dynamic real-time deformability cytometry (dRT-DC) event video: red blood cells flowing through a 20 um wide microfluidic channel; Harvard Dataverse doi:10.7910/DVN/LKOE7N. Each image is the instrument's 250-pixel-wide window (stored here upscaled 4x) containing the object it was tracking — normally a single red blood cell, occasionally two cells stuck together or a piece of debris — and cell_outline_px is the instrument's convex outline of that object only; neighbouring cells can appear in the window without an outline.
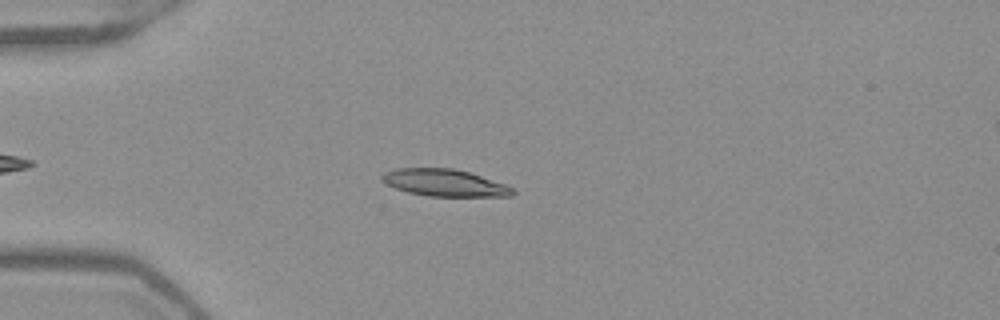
{"species": "Egyptian fruit bat (a non-hibernating species)", "species_latin": "Rousettus aegyptiacus", "temperature_condition": "warm", "stored_images_in_passage": 49, "camera_frame_rate_fps": 3000, "um_per_image_px": 0.085, "frame": {"image": 1, "passage_image": 11, "time_ms": 3.333, "image_size_px": [1000, 320], "cell_outline_px": [[516, 192], [512, 196], [428, 196], [408, 192], [396, 188], [388, 184], [380, 176], [384, 172], [396, 168], [452, 168], [468, 172], [504, 184], [512, 188]], "centroid_in_image_um": [37.78, 15.53], "position_along_channel_um": 47.2, "area_um2": 20.29}}
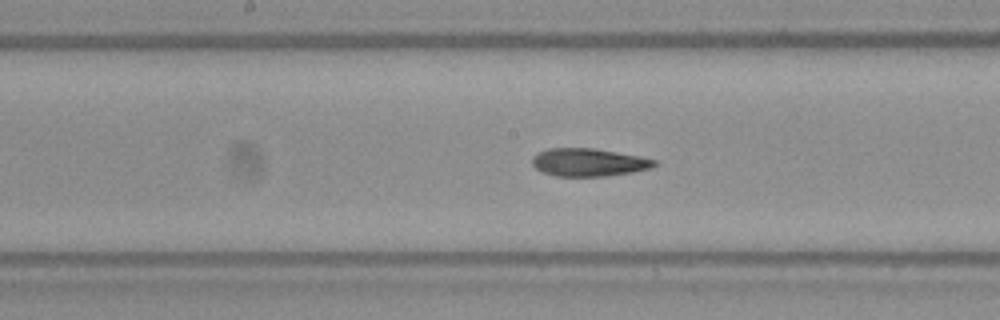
{"frame": {"image": 2, "passage_image": 24, "time_ms": 7.667, "image_size_px": [1000, 320], "cell_outline_px": [[656, 164], [652, 168], [632, 172], [608, 176], [556, 176], [544, 172], [536, 168], [532, 164], [532, 156], [536, 152], [548, 148], [596, 148], [640, 156], [656, 160]], "centroid_in_image_um": [50.03, 13.79], "position_along_channel_um": 198.2, "area_um2": 20.0}}
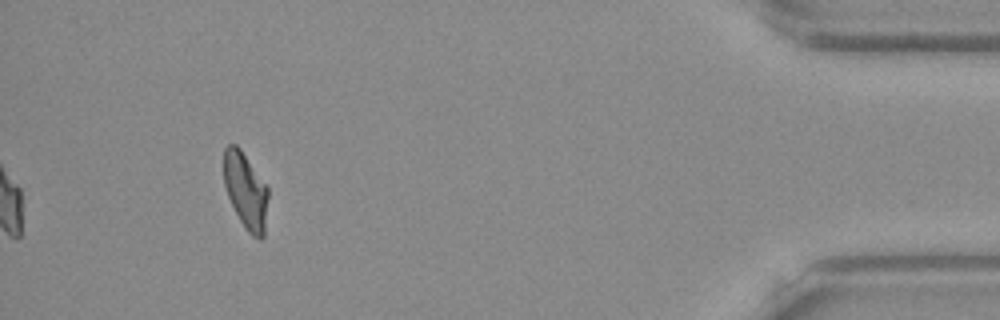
{"frame": {"image": 3, "passage_image": 45, "time_ms": 14.667, "image_size_px": [1000, 320], "cell_outline_px": [[268, 196], [264, 236], [260, 240], [252, 236], [244, 228], [228, 196], [224, 184], [224, 148], [228, 144], [236, 144], [240, 148], [268, 188]], "centroid_in_image_um": [20.88, 16.22], "position_along_channel_um": 414.3, "area_um2": 19.54}, "authors_computed_cell_mechanics": {"area_um2": 20.2878, "velocity_mm_per_s": 3.9481, "shape_relaxation_time_tau1_ms": 9.3439, "shape_relaxation_time_tau2_ms": 2.8094, "deformation_change_tau1": 0.2105, "deformation_change_tau2": 0.0951}}